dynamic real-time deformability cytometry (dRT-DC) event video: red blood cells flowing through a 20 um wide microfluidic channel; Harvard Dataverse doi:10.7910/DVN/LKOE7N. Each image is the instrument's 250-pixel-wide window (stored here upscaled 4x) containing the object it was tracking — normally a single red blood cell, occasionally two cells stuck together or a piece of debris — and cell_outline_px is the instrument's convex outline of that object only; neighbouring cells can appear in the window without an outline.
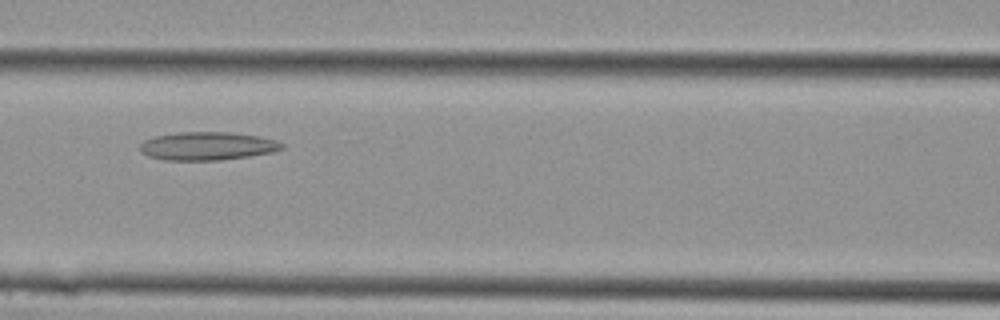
{"species": "Egyptian fruit bat (a non-hibernating species)", "species_latin": "Rousettus aegyptiacus", "temperature_condition": "cold", "stored_images_in_passage": 29, "camera_frame_rate_fps": 3000, "um_per_image_px": 0.085, "animal": {"sex": "female"}, "frame": {"image": 1, "passage_image": 13, "time_ms": 4.0, "image_size_px": [1000, 320], "cell_outline_px": [[284, 148], [272, 152], [248, 156], [220, 160], [164, 160], [148, 156], [140, 152], [140, 144], [144, 140], [156, 136], [176, 132], [228, 132], [260, 136], [276, 140], [284, 144]], "centroid_in_image_um": [17.62, 12.41], "position_along_channel_um": 149.0, "area_um2": 23.41}}
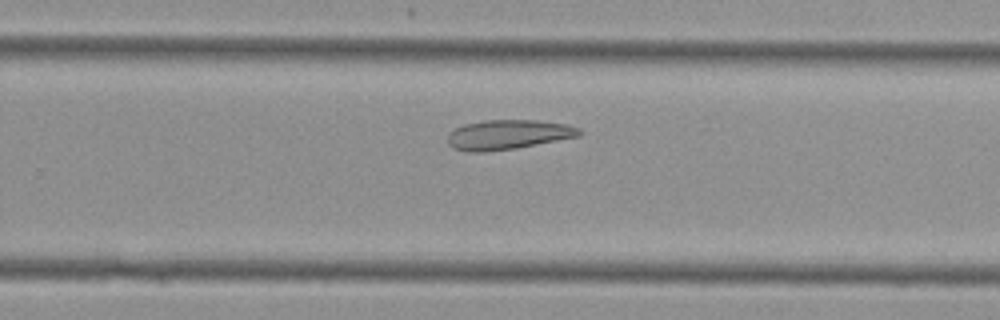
{"frame": {"image": 2, "passage_image": 19, "time_ms": 6.0, "image_size_px": [1000, 320], "cell_outline_px": [[580, 136], [516, 148], [480, 152], [464, 152], [452, 148], [448, 144], [448, 136], [456, 128], [464, 124], [484, 120], [536, 120], [568, 124], [580, 128]], "centroid_in_image_um": [43.18, 11.44], "position_along_channel_um": 286.6, "area_um2": 22.72}}
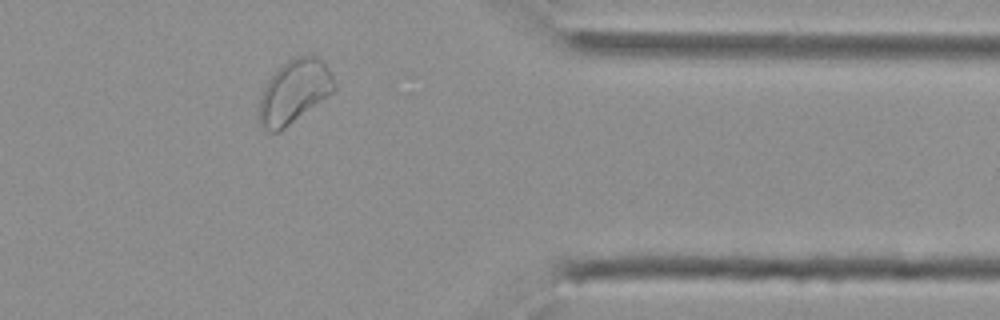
{"frame": {"image": 3, "passage_image": 24, "time_ms": 7.667, "image_size_px": [1000, 320], "cell_outline_px": [[336, 88], [332, 92], [280, 132], [268, 132], [260, 124], [260, 96], [268, 80], [276, 68], [288, 60], [296, 56], [316, 56], [324, 60], [332, 72], [336, 84]], "centroid_in_image_um": [25.02, 7.76], "position_along_channel_um": 386.4, "area_um2": 27.74}}